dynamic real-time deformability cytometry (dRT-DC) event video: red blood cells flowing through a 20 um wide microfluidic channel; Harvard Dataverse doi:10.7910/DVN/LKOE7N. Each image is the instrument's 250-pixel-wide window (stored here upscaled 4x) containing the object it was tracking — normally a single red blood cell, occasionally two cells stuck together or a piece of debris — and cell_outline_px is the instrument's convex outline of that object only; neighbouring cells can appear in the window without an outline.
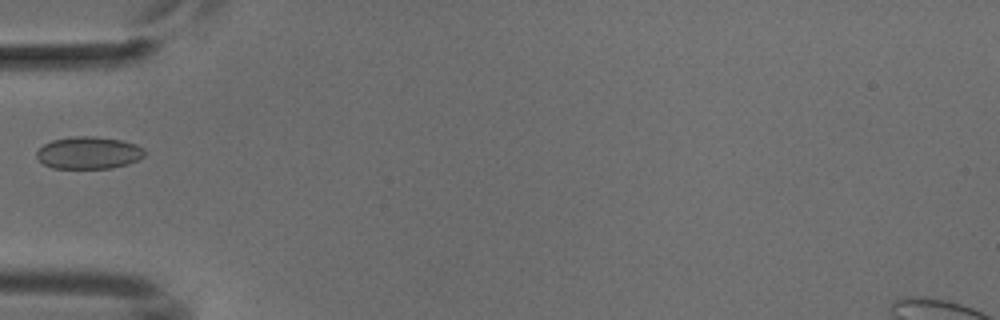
{"species": "common noctule bat (a hibernating species)", "species_latin": "Nyctalus noctula", "temperature_condition": "cold", "stored_images_in_passage": 5, "camera_frame_rate_fps": 3000, "um_per_image_px": 0.085, "animal": {"sex": "male", "body_mass_g": 18.8}, "frame": {"image": 1, "passage_image": 3, "time_ms": 2.667, "image_size_px": [1000, 320], "cell_outline_px": [[148, 152], [144, 156], [128, 164], [112, 168], [52, 168], [44, 164], [36, 156], [36, 152], [44, 144], [52, 140], [76, 136], [92, 136], [120, 140], [136, 144], [144, 148]], "centroid_in_image_um": [7.56, 12.99], "position_along_channel_um": 77.4, "area_um2": 20.29}}
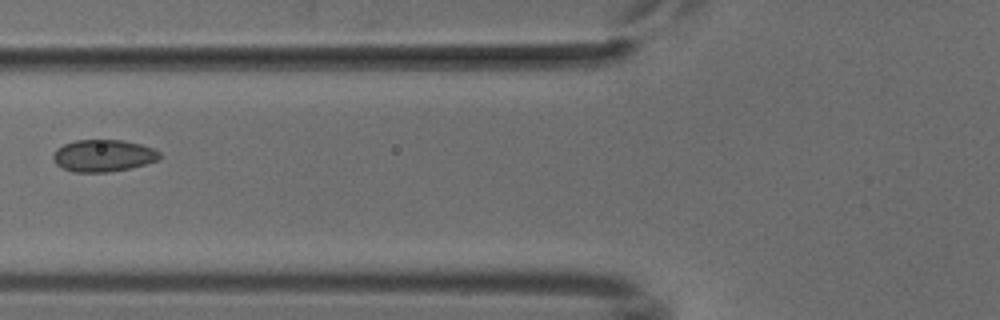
{"frame": {"image": 2, "passage_image": 4, "time_ms": 3.667, "image_size_px": [1000, 320], "cell_outline_px": [[160, 156], [156, 160], [144, 164], [128, 168], [108, 172], [72, 172], [56, 164], [52, 160], [52, 156], [56, 148], [64, 144], [76, 140], [124, 140], [140, 144], [152, 148], [160, 152]], "centroid_in_image_um": [8.73, 13.22], "position_along_channel_um": 117.1, "area_um2": 19.77}}
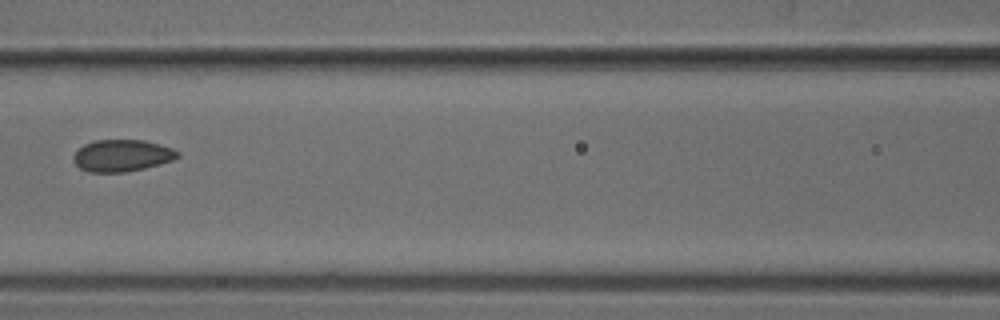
{"frame": {"image": 3, "passage_image": 5, "time_ms": 4.667, "image_size_px": [1000, 320], "cell_outline_px": [[180, 156], [172, 160], [144, 168], [124, 172], [88, 172], [80, 168], [72, 160], [72, 156], [84, 144], [96, 140], [144, 140], [160, 144], [172, 148], [180, 152]], "centroid_in_image_um": [10.36, 13.22], "position_along_channel_um": 156.2, "area_um2": 19.31}}